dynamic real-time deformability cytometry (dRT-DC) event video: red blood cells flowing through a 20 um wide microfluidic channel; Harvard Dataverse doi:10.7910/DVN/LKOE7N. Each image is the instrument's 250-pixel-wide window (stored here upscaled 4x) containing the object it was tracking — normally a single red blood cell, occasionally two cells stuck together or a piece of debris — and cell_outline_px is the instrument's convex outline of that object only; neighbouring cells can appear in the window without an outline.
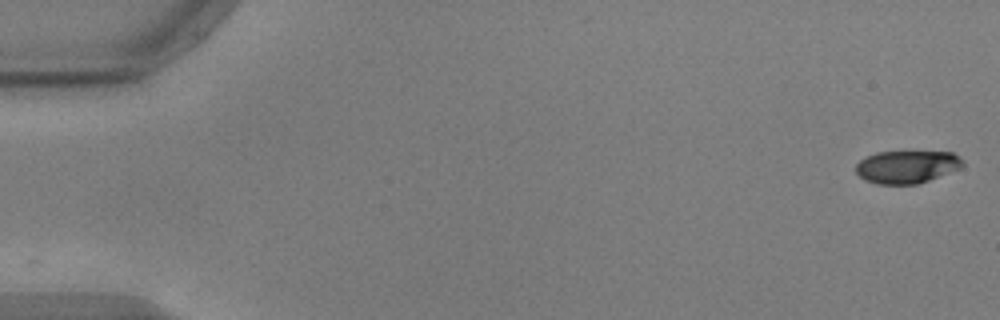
{"species": "common noctule bat (a hibernating species)", "species_latin": "Nyctalus noctula", "temperature_condition": "warm", "stored_images_in_passage": 52, "camera_frame_rate_fps": 3000, "um_per_image_px": 0.085, "animal": {"sex": "male", "body_mass_g": 17.9, "forearm_length_mm": 54.2}, "frame": {"image": 1, "passage_image": 1, "time_ms": 0.0, "image_size_px": [1000, 320], "cell_outline_px": [[964, 164], [960, 168], [928, 180], [916, 184], [876, 184], [864, 180], [856, 172], [856, 164], [860, 160], [876, 152], [952, 152], [960, 156], [964, 160]], "centroid_in_image_um": [77.08, 14.18], "position_along_channel_um": 7.9, "area_um2": 20.29}}
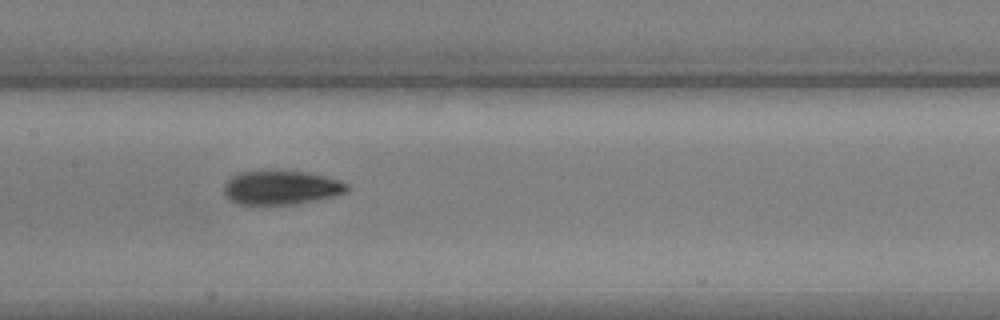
{"frame": {"image": 2, "passage_image": 27, "time_ms": 8.667, "image_size_px": [1000, 320], "cell_outline_px": [[348, 192], [316, 200], [296, 204], [236, 204], [228, 200], [224, 196], [224, 184], [232, 176], [240, 172], [308, 172], [340, 180], [348, 184]], "centroid_in_image_um": [23.89, 15.97], "position_along_channel_um": 183.5, "area_um2": 24.16}}
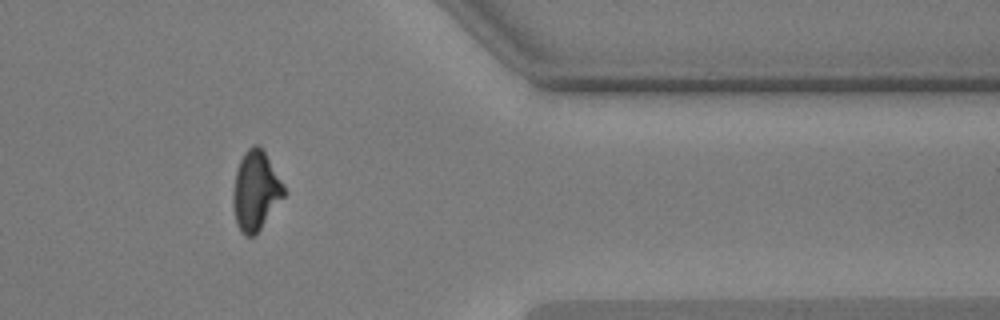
{"frame": {"image": 3, "passage_image": 45, "time_ms": 14.667, "image_size_px": [1000, 320], "cell_outline_px": [[284, 196], [256, 236], [244, 236], [240, 232], [236, 224], [232, 204], [232, 192], [236, 168], [244, 152], [252, 144], [256, 144], [264, 152], [284, 184]], "centroid_in_image_um": [21.7, 16.25], "position_along_channel_um": 389.7, "area_um2": 23.7}, "authors_computed_cell_mechanics": {"area_um2": 23.3801, "velocity_mm_per_s": 3.7304, "shape_relaxation_time_tau1_ms": 3.6691, "shape_relaxation_time_tau2_ms": 2.7104, "deformation_change_tau1": 0.1565, "deformation_change_tau2": 0.0817}}